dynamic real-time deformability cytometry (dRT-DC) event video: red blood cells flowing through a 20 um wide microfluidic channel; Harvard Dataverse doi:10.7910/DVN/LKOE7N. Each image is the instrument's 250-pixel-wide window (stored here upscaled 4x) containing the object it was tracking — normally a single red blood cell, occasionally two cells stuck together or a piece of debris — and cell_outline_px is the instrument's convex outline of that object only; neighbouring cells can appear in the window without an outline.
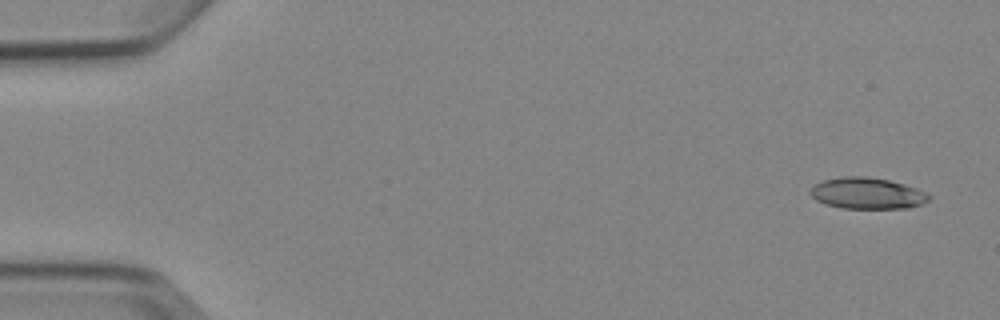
{"species": "Egyptian fruit bat (a non-hibernating species)", "species_latin": "Rousettus aegyptiacus", "temperature_condition": "cold", "stored_images_in_passage": 5, "camera_frame_rate_fps": 3000, "um_per_image_px": 0.085, "animal": {"sex": "female"}, "frame": {"image": 1, "passage_image": 1, "time_ms": 0.0, "image_size_px": [1000, 320], "cell_outline_px": [[932, 196], [928, 200], [920, 204], [908, 208], [840, 208], [816, 200], [808, 192], [812, 184], [824, 180], [840, 176], [864, 176], [888, 180], [904, 184], [916, 188]], "centroid_in_image_um": [73.67, 16.42], "position_along_channel_um": 11.3, "area_um2": 21.62}}
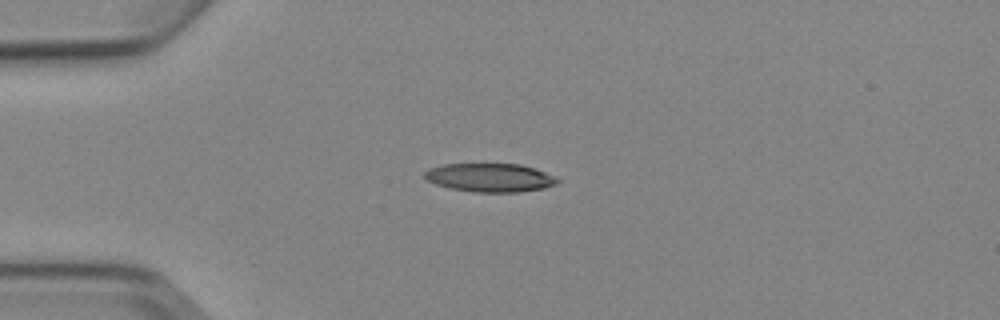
{"frame": {"image": 2, "passage_image": 4, "time_ms": 3.667, "image_size_px": [1000, 320], "cell_outline_px": [[560, 180], [556, 184], [544, 188], [520, 192], [472, 192], [452, 188], [436, 184], [428, 180], [424, 176], [424, 172], [428, 168], [444, 164], [520, 164], [556, 176]], "centroid_in_image_um": [41.66, 15.1], "position_along_channel_um": 43.3, "area_um2": 22.02}}